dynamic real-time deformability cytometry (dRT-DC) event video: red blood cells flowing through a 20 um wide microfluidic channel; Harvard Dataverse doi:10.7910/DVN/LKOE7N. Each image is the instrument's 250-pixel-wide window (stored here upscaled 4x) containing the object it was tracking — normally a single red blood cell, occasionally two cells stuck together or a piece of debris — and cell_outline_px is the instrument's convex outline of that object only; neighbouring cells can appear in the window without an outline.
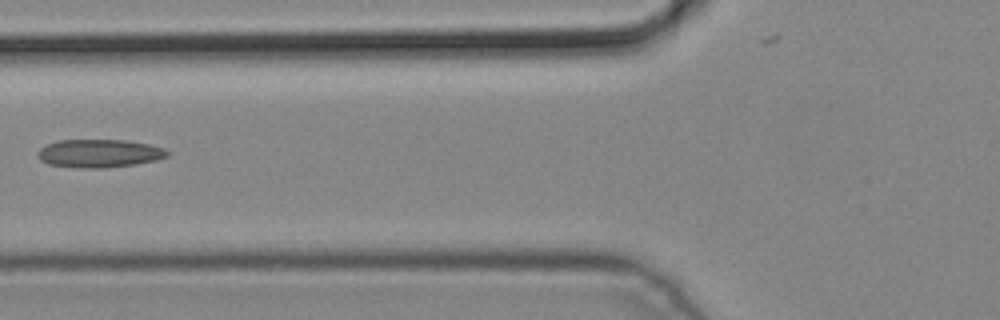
{"species": "common noctule bat (a hibernating species)", "species_latin": "Nyctalus noctula", "temperature_condition": "cold", "stored_images_in_passage": 5, "camera_frame_rate_fps": 3000, "um_per_image_px": 0.085, "animal": {"sex": "male", "body_mass_g": 19.2, "forearm_length_mm": 51.8}, "frame": {"image": 1, "passage_image": 4, "time_ms": 1.0, "image_size_px": [1000, 320], "cell_outline_px": [[168, 156], [156, 160], [136, 164], [104, 168], [84, 168], [48, 164], [40, 160], [36, 152], [44, 144], [56, 140], [124, 140], [148, 144], [164, 148], [168, 152]], "centroid_in_image_um": [8.39, 13.03], "position_along_channel_um": 117.4, "area_um2": 21.33}}